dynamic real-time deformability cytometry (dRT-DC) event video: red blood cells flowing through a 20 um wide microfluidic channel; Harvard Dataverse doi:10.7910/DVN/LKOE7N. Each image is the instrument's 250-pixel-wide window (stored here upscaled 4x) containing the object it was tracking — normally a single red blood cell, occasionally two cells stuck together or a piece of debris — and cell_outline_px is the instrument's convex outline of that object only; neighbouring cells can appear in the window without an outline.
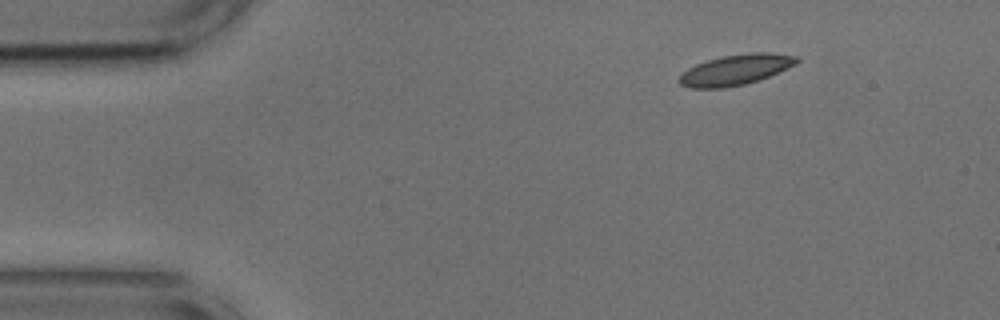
{"species": "common noctule bat (a hibernating species)", "species_latin": "Nyctalus noctula", "temperature_condition": "cold", "stored_images_in_passage": 27, "camera_frame_rate_fps": 3000, "um_per_image_px": 0.085, "animal": {"sex": "male", "body_mass_g": 17.9, "forearm_length_mm": 54.2}, "frame": {"image": 1, "passage_image": 1, "time_ms": 0.0, "image_size_px": [1000, 320], "cell_outline_px": [[800, 60], [796, 64], [768, 76], [744, 84], [724, 88], [688, 88], [680, 84], [676, 80], [688, 68], [696, 64], [708, 60], [724, 56], [752, 52], [768, 52], [800, 56]], "centroid_in_image_um": [62.52, 5.93], "position_along_channel_um": 22.5, "area_um2": 20.75}}
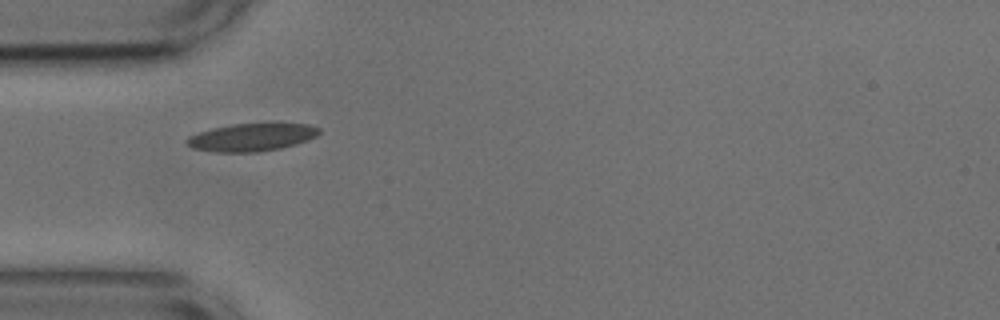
{"frame": {"image": 2, "passage_image": 10, "time_ms": 3.0, "image_size_px": [1000, 320], "cell_outline_px": [[320, 132], [316, 136], [308, 140], [296, 144], [280, 148], [260, 152], [216, 152], [192, 148], [184, 140], [188, 136], [212, 128], [232, 124], [308, 124], [320, 128]], "centroid_in_image_um": [21.38, 11.67], "position_along_channel_um": 63.6, "area_um2": 21.27}}
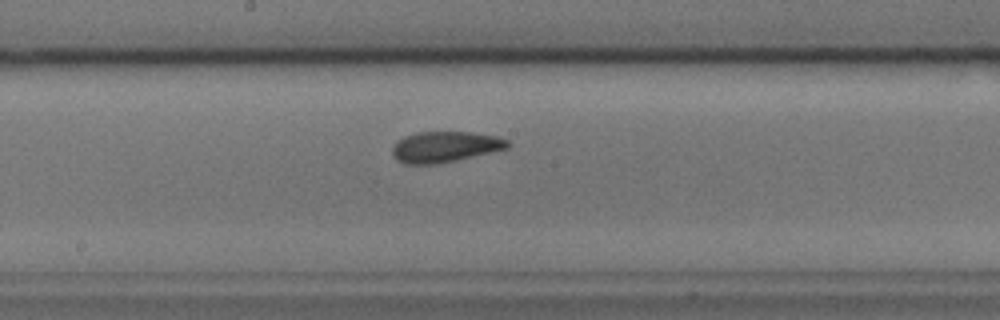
{"frame": {"image": 3, "passage_image": 22, "time_ms": 7.0, "image_size_px": [1000, 320], "cell_outline_px": [[512, 144], [508, 148], [456, 160], [436, 164], [404, 164], [396, 160], [392, 156], [392, 148], [404, 136], [416, 132], [472, 132], [496, 136], [508, 140]], "centroid_in_image_um": [37.82, 12.48], "position_along_channel_um": 210.4, "area_um2": 20.69}}